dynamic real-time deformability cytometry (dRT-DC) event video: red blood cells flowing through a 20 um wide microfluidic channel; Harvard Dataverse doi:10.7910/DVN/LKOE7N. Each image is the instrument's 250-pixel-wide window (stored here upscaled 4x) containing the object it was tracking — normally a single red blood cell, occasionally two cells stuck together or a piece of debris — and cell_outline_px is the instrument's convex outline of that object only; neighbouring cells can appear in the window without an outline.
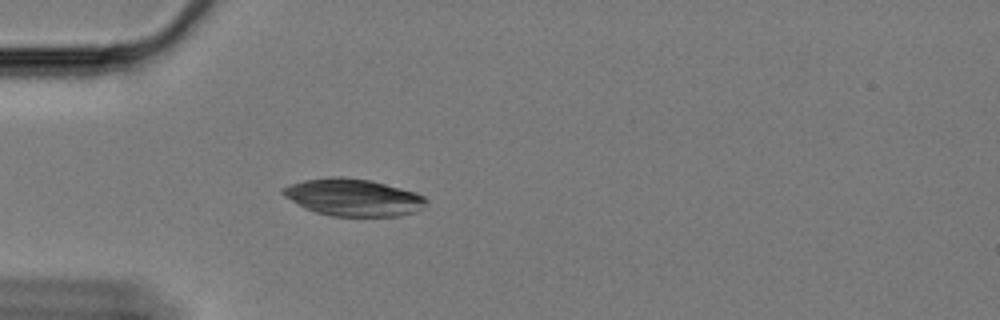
{"species": "Egyptian fruit bat (a non-hibernating species)", "species_latin": "Rousettus aegyptiacus", "temperature_condition": "cold", "stored_images_in_passage": 49, "camera_frame_rate_fps": 3000, "um_per_image_px": 0.085, "animal": {"sex": "female"}, "frame": {"image": 1, "passage_image": 10, "time_ms": 3.0, "image_size_px": [1000, 320], "cell_outline_px": [[428, 200], [420, 208], [412, 212], [400, 216], [332, 216], [316, 212], [304, 208], [284, 196], [280, 192], [280, 188], [304, 180], [332, 176], [344, 176], [372, 180], [416, 192], [424, 196]], "centroid_in_image_um": [30.0, 16.76], "position_along_channel_um": 55.0, "area_um2": 31.1}}
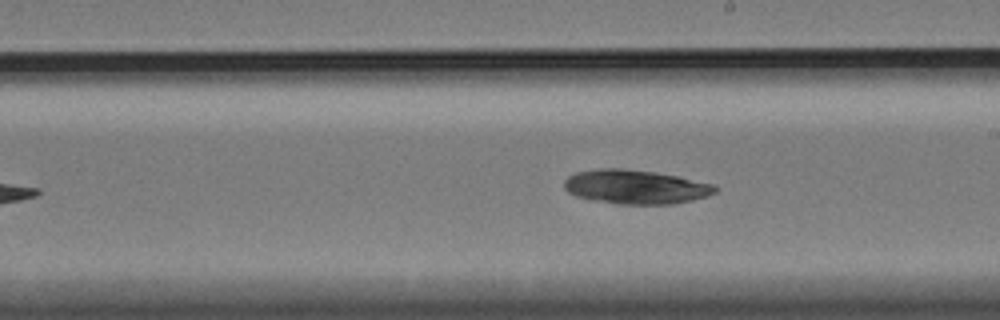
{"frame": {"image": 2, "passage_image": 27, "time_ms": 8.667, "image_size_px": [1000, 320], "cell_outline_px": [[716, 192], [692, 200], [672, 204], [616, 204], [592, 200], [576, 196], [568, 192], [564, 188], [564, 180], [568, 176], [576, 172], [600, 168], [624, 168], [656, 172], [676, 176], [712, 184], [716, 188]], "centroid_in_image_um": [53.95, 15.88], "position_along_channel_um": 235.0, "area_um2": 29.88}}
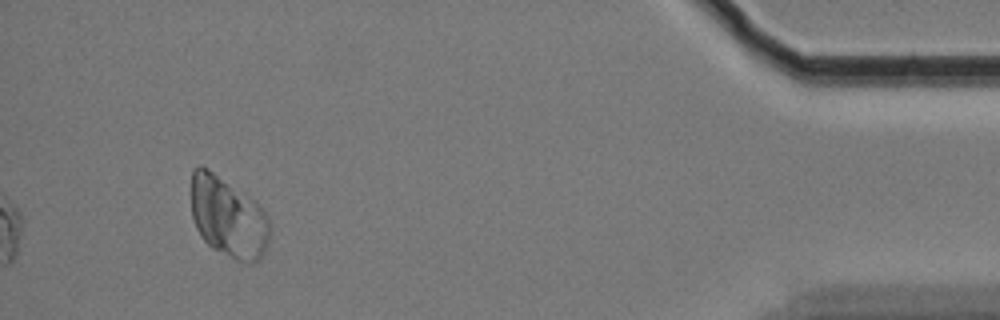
{"frame": {"image": 3, "passage_image": 49, "time_ms": 16.0, "image_size_px": [1000, 320], "cell_outline_px": [[272, 232], [268, 244], [264, 252], [256, 260], [236, 260], [212, 248], [200, 236], [196, 228], [192, 216], [192, 172], [200, 164], [208, 168], [260, 204], [268, 216]], "centroid_in_image_um": [19.41, 18.45], "position_along_channel_um": 415.8, "area_um2": 36.76}}